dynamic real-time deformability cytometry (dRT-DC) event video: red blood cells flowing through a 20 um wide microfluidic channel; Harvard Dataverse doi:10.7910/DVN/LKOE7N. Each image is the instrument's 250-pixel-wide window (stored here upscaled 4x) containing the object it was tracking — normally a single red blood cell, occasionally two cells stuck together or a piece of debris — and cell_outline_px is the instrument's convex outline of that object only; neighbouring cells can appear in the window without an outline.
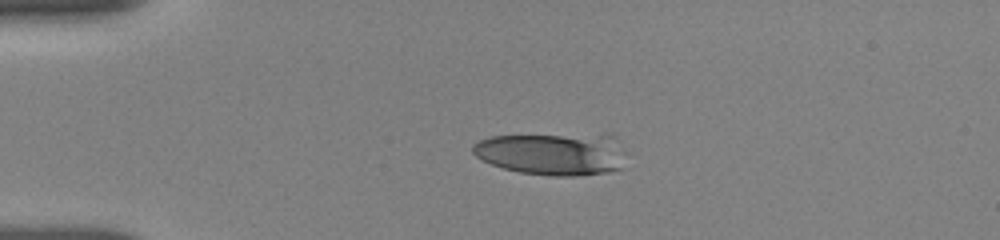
{"species": "human", "species_latin": "Homo sapiens", "temperature_condition": "room temperature", "stored_images_in_passage": 7, "camera_frame_rate_fps": 3000, "um_per_image_px": 0.085, "donor": {"sex": "female"}, "frame": {"image": 1, "passage_image": 3, "time_ms": 2.333, "image_size_px": [1000, 240], "cell_outline_px": [[620, 168], [608, 172], [576, 176], [552, 176], [520, 172], [504, 168], [492, 164], [476, 156], [472, 152], [472, 144], [480, 140], [492, 136], [604, 132], [616, 132]], "centroid_in_image_um": [46.94, 13.02], "position_along_channel_um": 38.1, "area_um2": 38.32}}
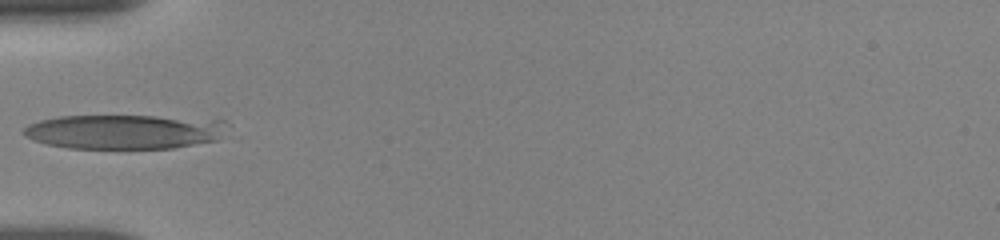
{"frame": {"image": 2, "passage_image": 5, "time_ms": 4.333, "image_size_px": [1000, 240], "cell_outline_px": [[232, 124], [220, 140], [172, 148], [68, 148], [48, 144], [24, 136], [20, 132], [28, 124], [40, 120], [60, 116], [156, 116], [224, 120]], "centroid_in_image_um": [10.66, 11.19], "position_along_channel_um": 74.3, "area_um2": 41.33}}
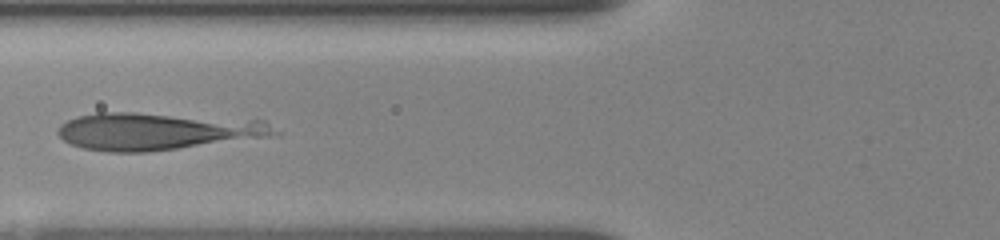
{"frame": {"image": 3, "passage_image": 6, "time_ms": 5.333, "image_size_px": [1000, 240], "cell_outline_px": [[280, 132], [276, 136], [148, 152], [108, 152], [80, 148], [64, 140], [56, 132], [60, 124], [76, 116], [96, 112], [136, 112], [264, 120]], "centroid_in_image_um": [13.36, 11.15], "position_along_channel_um": 112.4, "area_um2": 47.57}}